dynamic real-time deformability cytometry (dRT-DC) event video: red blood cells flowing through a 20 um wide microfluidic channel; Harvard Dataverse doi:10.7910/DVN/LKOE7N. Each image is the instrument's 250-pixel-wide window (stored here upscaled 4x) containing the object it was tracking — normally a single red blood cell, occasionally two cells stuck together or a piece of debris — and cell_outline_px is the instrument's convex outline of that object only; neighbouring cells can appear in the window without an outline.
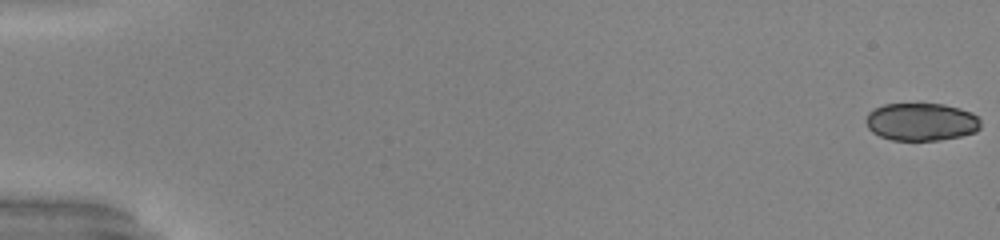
{"species": "common noctule bat (a hibernating species)", "species_latin": "Nyctalus noctula", "temperature_condition": "warm", "stored_images_in_passage": 52, "camera_frame_rate_fps": 3000, "um_per_image_px": 0.085, "animal": {"sex": "male", "body_mass_g": 20.0, "forearm_length_mm": 53.3}, "frame": {"image": 1, "passage_image": 1, "time_ms": 0.0, "image_size_px": [1000, 240], "cell_outline_px": [[980, 128], [976, 132], [960, 136], [940, 140], [892, 140], [880, 136], [872, 132], [868, 128], [864, 120], [868, 112], [884, 104], [944, 104], [960, 108], [972, 112], [980, 120]], "centroid_in_image_um": [78.3, 10.36], "position_along_channel_um": 6.7, "area_um2": 25.37}}
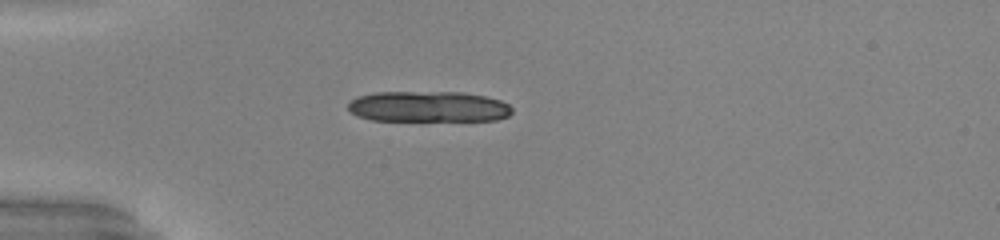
{"frame": {"image": 2, "passage_image": 16, "time_ms": 5.0, "image_size_px": [1000, 240], "cell_outline_px": [[512, 112], [508, 116], [496, 120], [372, 120], [356, 116], [348, 108], [348, 100], [356, 96], [376, 92], [464, 92], [484, 96], [500, 100], [508, 104], [512, 108]], "centroid_in_image_um": [36.38, 9.05], "position_along_channel_um": 48.6, "area_um2": 29.54}, "authors_computed_cell_mechanics": {"area_um2": 26.6458, "velocity_mm_per_s": 4.0321, "shape_relaxation_time_tau1_ms": 5.4251, "shape_relaxation_time_tau2_ms": 0.669, "deformation_change_tau1": 0.2435, "deformation_change_tau2": 0.0436}}